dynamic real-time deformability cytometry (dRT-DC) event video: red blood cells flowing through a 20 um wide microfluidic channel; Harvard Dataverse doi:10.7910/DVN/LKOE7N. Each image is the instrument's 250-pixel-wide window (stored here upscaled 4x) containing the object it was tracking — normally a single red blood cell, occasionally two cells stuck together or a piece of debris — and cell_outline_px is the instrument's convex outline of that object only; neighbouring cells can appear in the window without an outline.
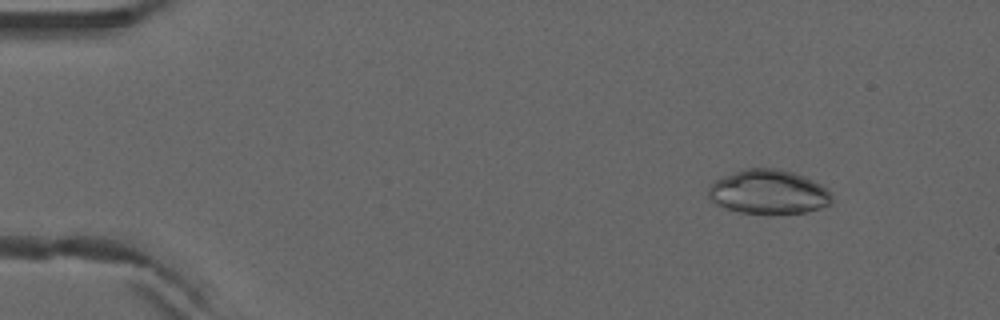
{"species": "common noctule bat (a hibernating species)", "species_latin": "Nyctalus noctula", "temperature_condition": "warm", "stored_images_in_passage": 3, "camera_frame_rate_fps": 3000, "um_per_image_px": 0.085, "animal": {"sex": "male", "forearm_length_mm": 52.5}, "frame": {"image": 1, "passage_image": 1, "time_ms": 0.0, "image_size_px": [1000, 320], "cell_outline_px": [[832, 204], [808, 212], [768, 216], [764, 216], [740, 212], [724, 208], [716, 204], [708, 196], [708, 184], [712, 180], [744, 168], [780, 168], [804, 176], [828, 188], [832, 192]], "centroid_in_image_um": [65.32, 16.34], "position_along_channel_um": 19.7, "area_um2": 32.95}}